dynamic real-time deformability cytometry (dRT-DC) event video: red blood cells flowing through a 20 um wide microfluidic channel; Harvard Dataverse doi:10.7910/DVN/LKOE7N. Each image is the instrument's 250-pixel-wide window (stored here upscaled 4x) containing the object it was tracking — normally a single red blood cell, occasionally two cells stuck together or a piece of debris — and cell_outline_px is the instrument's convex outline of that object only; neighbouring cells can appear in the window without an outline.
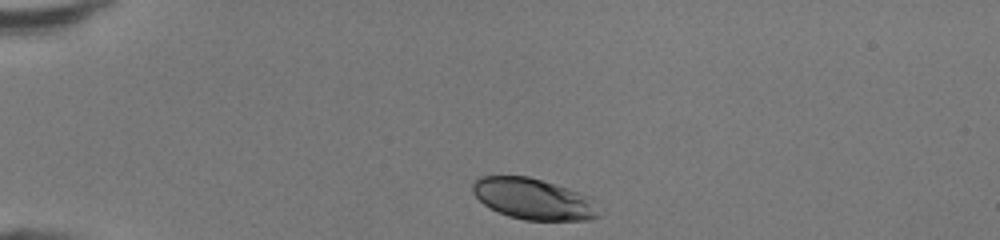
{"species": "human", "species_latin": "Homo sapiens", "temperature_condition": "room temperature", "stored_images_in_passage": 33, "camera_frame_rate_fps": 3000, "um_per_image_px": 0.085, "donor": {"sex": "female"}, "frame": {"image": 1, "passage_image": 1, "time_ms": 0.0, "image_size_px": [1000, 240], "cell_outline_px": [[604, 212], [600, 216], [592, 220], [524, 220], [508, 216], [484, 204], [472, 192], [472, 184], [480, 176], [528, 176], [568, 188], [580, 192], [588, 196]], "centroid_in_image_um": [45.4, 16.92], "position_along_channel_um": 39.6, "area_um2": 30.35}}
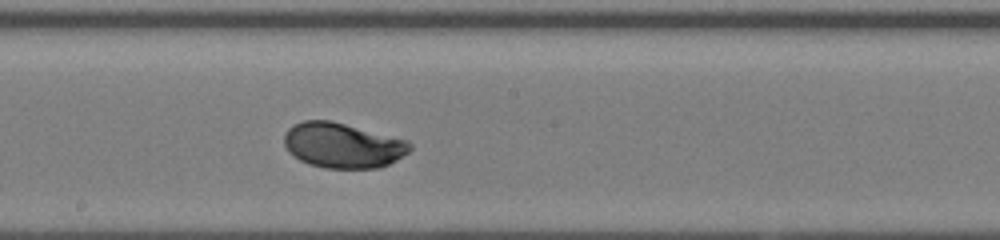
{"frame": {"image": 2, "passage_image": 17, "time_ms": 5.333, "image_size_px": [1000, 240], "cell_outline_px": [[412, 148], [408, 152], [396, 160], [380, 168], [324, 168], [308, 164], [300, 160], [288, 152], [284, 144], [284, 132], [292, 124], [304, 120], [332, 120], [408, 140], [412, 144]], "centroid_in_image_um": [29.11, 12.35], "position_along_channel_um": 219.1, "area_um2": 33.41}}
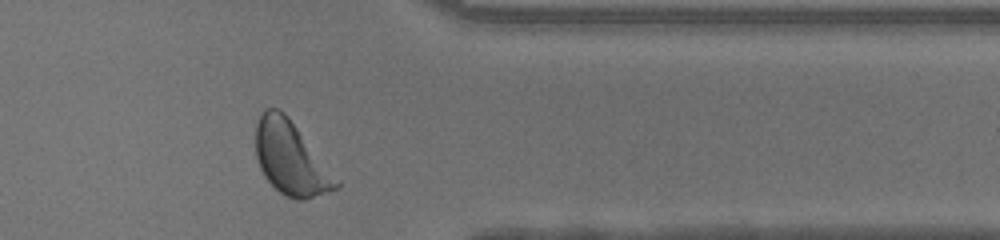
{"frame": {"image": 3, "passage_image": 29, "time_ms": 9.333, "image_size_px": [1000, 240], "cell_outline_px": [[340, 188], [304, 200], [296, 200], [280, 192], [264, 176], [260, 168], [256, 156], [256, 124], [264, 108], [280, 108], [288, 116], [340, 180]], "centroid_in_image_um": [24.73, 13.45], "position_along_channel_um": 386.7, "area_um2": 34.33}, "authors_computed_cell_mechanics": {"area_um2": 32.8304, "velocity_mm_per_s": 4.3418, "shape_relaxation_time_tau1_ms": 1.9337, "shape_relaxation_time_tau2_ms": null, "deformation_change_tau1": 0.1358, "deformation_change_tau2": null}}